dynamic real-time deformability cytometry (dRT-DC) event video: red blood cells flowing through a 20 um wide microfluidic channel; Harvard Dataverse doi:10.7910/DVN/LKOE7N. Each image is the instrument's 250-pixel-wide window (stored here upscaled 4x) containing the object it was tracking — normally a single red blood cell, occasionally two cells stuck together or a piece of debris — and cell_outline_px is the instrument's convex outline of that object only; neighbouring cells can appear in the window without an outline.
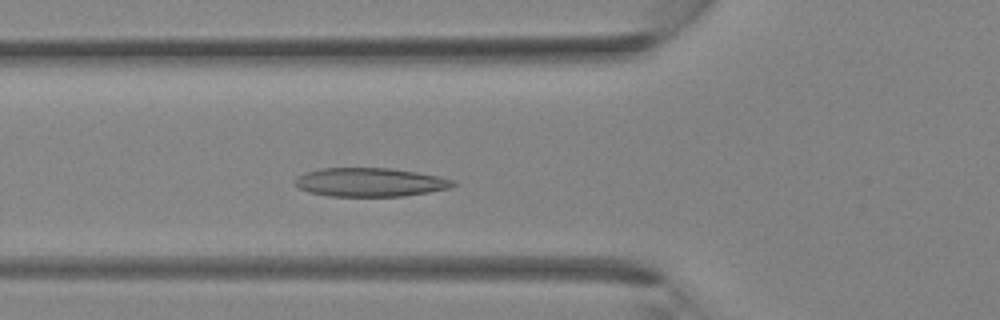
{"species": "Egyptian fruit bat (a non-hibernating species)", "species_latin": "Rousettus aegyptiacus", "temperature_condition": "room temperature", "stored_images_in_passage": 29, "camera_frame_rate_fps": 3000, "um_per_image_px": 0.085, "animal": {"sex": "female"}, "frame": {"image": 1, "passage_image": 5, "time_ms": 1.333, "image_size_px": [1000, 320], "cell_outline_px": [[456, 184], [448, 188], [428, 192], [404, 196], [328, 196], [308, 192], [300, 188], [296, 184], [296, 180], [300, 176], [308, 172], [320, 168], [392, 168], [440, 176], [456, 180]], "centroid_in_image_um": [31.51, 15.49], "position_along_channel_um": 94.3, "area_um2": 26.3}}
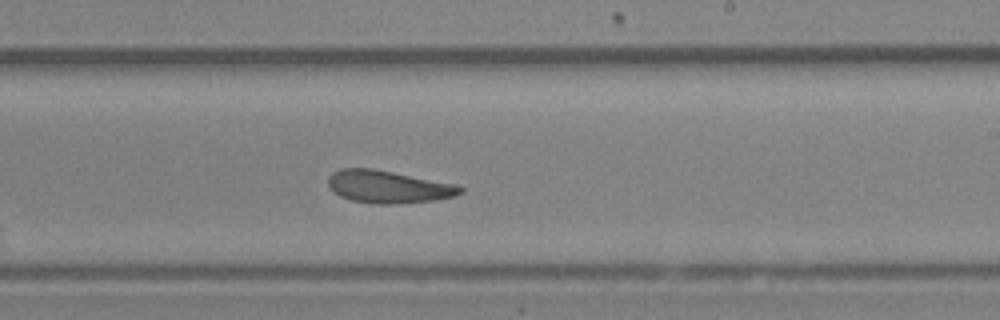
{"frame": {"image": 2, "passage_image": 14, "time_ms": 4.333, "image_size_px": [1000, 320], "cell_outline_px": [[464, 192], [456, 196], [436, 200], [388, 204], [376, 204], [352, 200], [340, 196], [332, 192], [328, 188], [328, 176], [332, 172], [340, 168], [372, 168], [456, 184], [464, 188]], "centroid_in_image_um": [32.98, 15.87], "position_along_channel_um": 256.0, "area_um2": 25.2}}
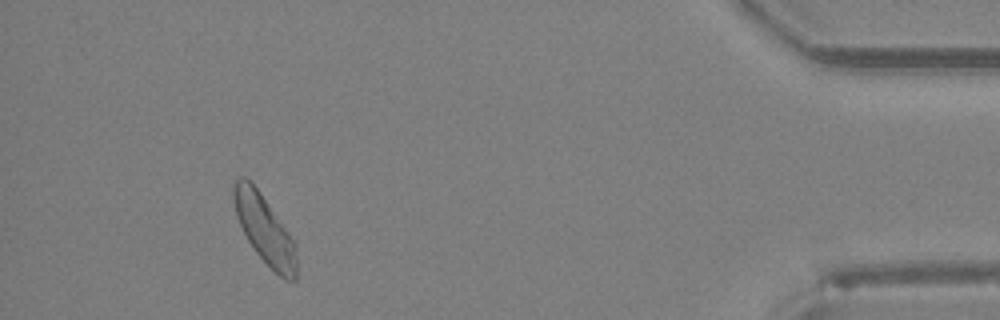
{"frame": {"image": 3, "passage_image": 26, "time_ms": 8.333, "image_size_px": [1000, 320], "cell_outline_px": [[296, 280], [284, 280], [256, 252], [248, 240], [236, 216], [232, 192], [232, 184], [240, 176], [244, 176], [256, 188], [288, 232], [296, 244]], "centroid_in_image_um": [22.47, 19.5], "position_along_channel_um": 412.7, "area_um2": 24.39}}